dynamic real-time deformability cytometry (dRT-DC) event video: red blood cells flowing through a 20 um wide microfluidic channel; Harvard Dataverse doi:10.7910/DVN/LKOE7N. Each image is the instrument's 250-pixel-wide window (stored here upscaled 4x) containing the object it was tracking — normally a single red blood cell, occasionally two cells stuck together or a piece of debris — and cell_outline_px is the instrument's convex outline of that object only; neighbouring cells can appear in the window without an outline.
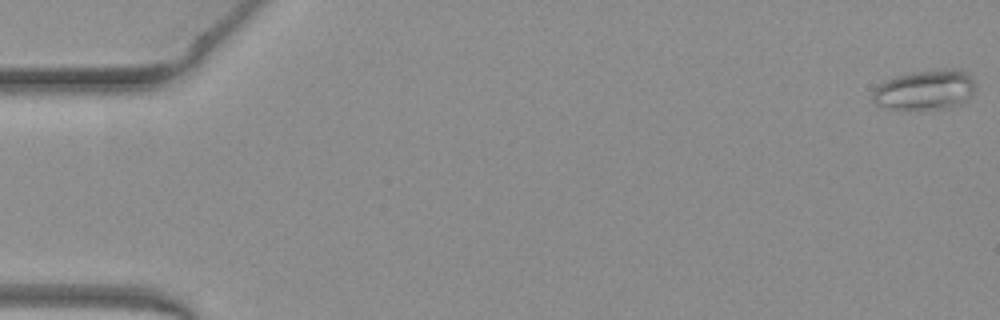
{"species": "common noctule bat (a hibernating species)", "species_latin": "Nyctalus noctula", "temperature_condition": "warm", "stored_images_in_passage": 16, "camera_frame_rate_fps": 3000, "um_per_image_px": 0.085, "animal": {"sex": "female", "body_mass_g": 19.3, "forearm_length_mm": 54.1}, "frame": {"image": 1, "passage_image": 1, "time_ms": 0.0, "image_size_px": [1000, 320], "cell_outline_px": [[976, 84], [972, 96], [968, 100], [952, 108], [888, 108], [876, 104], [872, 100], [872, 92], [884, 80], [896, 76], [912, 72], [948, 68], [960, 68]], "centroid_in_image_um": [78.66, 7.62], "position_along_channel_um": 6.3, "area_um2": 23.87}}